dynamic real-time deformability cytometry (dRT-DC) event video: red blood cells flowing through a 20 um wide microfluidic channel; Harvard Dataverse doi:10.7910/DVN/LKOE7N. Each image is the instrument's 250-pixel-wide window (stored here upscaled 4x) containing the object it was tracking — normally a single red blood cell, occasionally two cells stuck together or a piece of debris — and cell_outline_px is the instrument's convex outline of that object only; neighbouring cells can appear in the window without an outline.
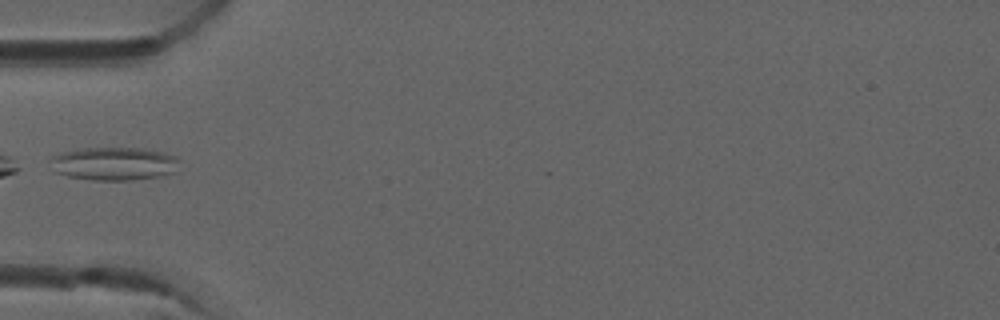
{"species": "common noctule bat (a hibernating species)", "species_latin": "Nyctalus noctula", "temperature_condition": "room temperature", "stored_images_in_passage": 7, "camera_frame_rate_fps": 3000, "um_per_image_px": 0.085, "animal": {"sex": "male", "forearm_length_mm": 52.5}, "frame": {"image": 1, "passage_image": 6, "time_ms": 1.667, "image_size_px": [1000, 320], "cell_outline_px": [[180, 160], [172, 172], [156, 176], [132, 180], [92, 180], [68, 176], [52, 172], [48, 160], [52, 156], [60, 152], [84, 148], [144, 148], [164, 152], [176, 156]], "centroid_in_image_um": [9.6, 13.9], "position_along_channel_um": 75.4, "area_um2": 25.14}}
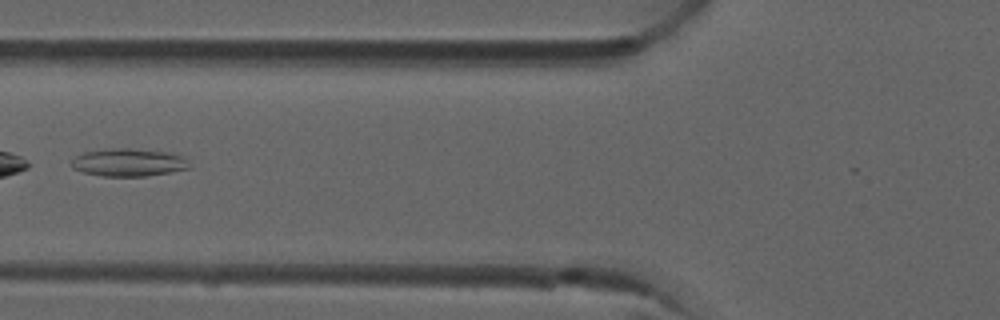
{"frame": {"image": 2, "passage_image": 7, "time_ms": 2.0, "image_size_px": [1000, 320], "cell_outline_px": [[192, 168], [172, 172], [144, 176], [100, 176], [84, 172], [72, 168], [72, 160], [76, 156], [84, 152], [104, 148], [128, 148], [168, 152], [184, 156], [188, 160]], "centroid_in_image_um": [10.96, 13.8], "position_along_channel_um": 114.8, "area_um2": 19.31}}